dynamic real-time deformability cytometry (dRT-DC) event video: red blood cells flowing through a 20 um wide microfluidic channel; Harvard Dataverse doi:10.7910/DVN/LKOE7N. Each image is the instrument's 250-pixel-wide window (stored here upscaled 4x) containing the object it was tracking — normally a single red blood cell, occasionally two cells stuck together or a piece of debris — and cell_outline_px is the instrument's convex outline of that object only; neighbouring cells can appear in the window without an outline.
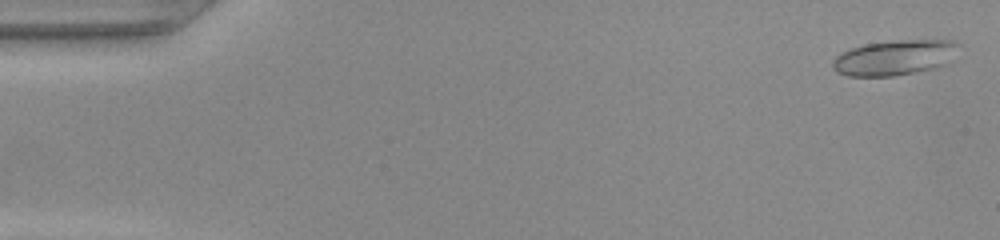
{"species": "common noctule bat (a hibernating species)", "species_latin": "Nyctalus noctula", "temperature_condition": "warm", "stored_images_in_passage": 15, "camera_frame_rate_fps": 3000, "um_per_image_px": 0.085, "animal": {"sex": "female", "body_mass_g": 22.0, "forearm_length_mm": 56.7}, "frame": {"image": 1, "passage_image": 2, "time_ms": 0.333, "image_size_px": [1000, 240], "cell_outline_px": [[960, 44], [944, 64], [932, 68], [892, 76], [848, 76], [836, 72], [832, 68], [832, 60], [840, 52], [864, 44], [896, 40], [952, 40]], "centroid_in_image_um": [75.94, 4.89], "position_along_channel_um": 9.1, "area_um2": 25.49}}
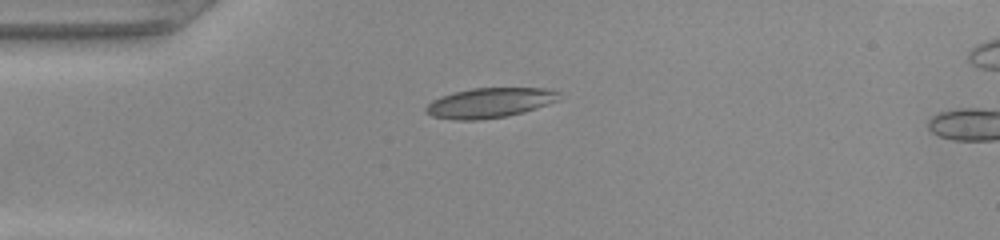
{"frame": {"image": 2, "passage_image": 13, "time_ms": 4.0, "image_size_px": [1000, 240], "cell_outline_px": [[560, 100], [524, 112], [508, 116], [476, 120], [456, 120], [432, 116], [424, 112], [424, 108], [432, 100], [440, 96], [452, 92], [472, 88], [552, 88], [560, 92]], "centroid_in_image_um": [41.63, 8.73], "position_along_channel_um": 43.4, "area_um2": 23.52}}